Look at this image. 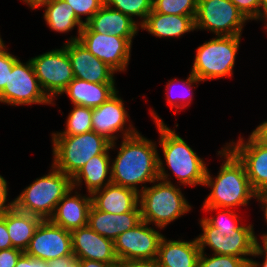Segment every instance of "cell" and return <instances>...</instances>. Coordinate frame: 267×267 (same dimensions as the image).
Returning <instances> with one entry per match:
<instances>
[{"mask_svg":"<svg viewBox=\"0 0 267 267\" xmlns=\"http://www.w3.org/2000/svg\"><path fill=\"white\" fill-rule=\"evenodd\" d=\"M139 132L122 138L116 158L111 159L112 183L133 189L137 193L147 187L146 183L151 185L159 179L157 144Z\"/></svg>","mask_w":267,"mask_h":267,"instance_id":"6da1fadb","label":"cell"},{"mask_svg":"<svg viewBox=\"0 0 267 267\" xmlns=\"http://www.w3.org/2000/svg\"><path fill=\"white\" fill-rule=\"evenodd\" d=\"M149 111L160 135L158 143L162 148L161 150L165 160H162V156L159 154V179L173 183L170 180V173H172V175H175L173 177H175L179 186L195 187L201 185L203 187L208 166L206 165L207 163L197 155L186 140L176 133V128L171 129L168 127L154 109ZM166 168L170 170V173H168Z\"/></svg>","mask_w":267,"mask_h":267,"instance_id":"7a4b0ae2","label":"cell"},{"mask_svg":"<svg viewBox=\"0 0 267 267\" xmlns=\"http://www.w3.org/2000/svg\"><path fill=\"white\" fill-rule=\"evenodd\" d=\"M217 151L223 163L213 178L207 167L204 186L211 188L201 207L233 209L246 207L256 192L251 187L244 164L226 146Z\"/></svg>","mask_w":267,"mask_h":267,"instance_id":"3957f363","label":"cell"},{"mask_svg":"<svg viewBox=\"0 0 267 267\" xmlns=\"http://www.w3.org/2000/svg\"><path fill=\"white\" fill-rule=\"evenodd\" d=\"M52 164L73 178L90 158L103 152L115 151L117 142L90 131L78 135H51Z\"/></svg>","mask_w":267,"mask_h":267,"instance_id":"277c9868","label":"cell"},{"mask_svg":"<svg viewBox=\"0 0 267 267\" xmlns=\"http://www.w3.org/2000/svg\"><path fill=\"white\" fill-rule=\"evenodd\" d=\"M151 184L139 193L142 221L164 230L168 224L191 211L192 206L178 184L160 179Z\"/></svg>","mask_w":267,"mask_h":267,"instance_id":"5b68a950","label":"cell"},{"mask_svg":"<svg viewBox=\"0 0 267 267\" xmlns=\"http://www.w3.org/2000/svg\"><path fill=\"white\" fill-rule=\"evenodd\" d=\"M73 188L72 178L52 163L50 172L36 178L13 199V206L24 213L50 219L59 201Z\"/></svg>","mask_w":267,"mask_h":267,"instance_id":"8992f818","label":"cell"},{"mask_svg":"<svg viewBox=\"0 0 267 267\" xmlns=\"http://www.w3.org/2000/svg\"><path fill=\"white\" fill-rule=\"evenodd\" d=\"M242 35L214 36L196 49L191 73L200 81L232 78Z\"/></svg>","mask_w":267,"mask_h":267,"instance_id":"52a82bcc","label":"cell"},{"mask_svg":"<svg viewBox=\"0 0 267 267\" xmlns=\"http://www.w3.org/2000/svg\"><path fill=\"white\" fill-rule=\"evenodd\" d=\"M202 233L196 238L200 252L206 251L208 246L213 254L230 255L242 259H250L259 243L258 235L255 234L254 225H242L239 229L226 234L217 232L204 218L199 220ZM250 256V257H248Z\"/></svg>","mask_w":267,"mask_h":267,"instance_id":"ba28073f","label":"cell"},{"mask_svg":"<svg viewBox=\"0 0 267 267\" xmlns=\"http://www.w3.org/2000/svg\"><path fill=\"white\" fill-rule=\"evenodd\" d=\"M195 31H210L215 36L242 35L249 21L230 0H198Z\"/></svg>","mask_w":267,"mask_h":267,"instance_id":"9c48e42d","label":"cell"},{"mask_svg":"<svg viewBox=\"0 0 267 267\" xmlns=\"http://www.w3.org/2000/svg\"><path fill=\"white\" fill-rule=\"evenodd\" d=\"M30 61L42 90L54 103L75 78L67 50L61 46L32 57Z\"/></svg>","mask_w":267,"mask_h":267,"instance_id":"30bf717a","label":"cell"},{"mask_svg":"<svg viewBox=\"0 0 267 267\" xmlns=\"http://www.w3.org/2000/svg\"><path fill=\"white\" fill-rule=\"evenodd\" d=\"M0 103L8 106L55 105L42 90L30 59L23 63L18 59L9 72L8 85L0 92Z\"/></svg>","mask_w":267,"mask_h":267,"instance_id":"8fae6325","label":"cell"},{"mask_svg":"<svg viewBox=\"0 0 267 267\" xmlns=\"http://www.w3.org/2000/svg\"><path fill=\"white\" fill-rule=\"evenodd\" d=\"M158 229L162 230L141 221L133 229L120 234L114 240V249L120 264L130 260L156 259L164 236Z\"/></svg>","mask_w":267,"mask_h":267,"instance_id":"7c38bea8","label":"cell"},{"mask_svg":"<svg viewBox=\"0 0 267 267\" xmlns=\"http://www.w3.org/2000/svg\"><path fill=\"white\" fill-rule=\"evenodd\" d=\"M24 253L46 262L59 257L74 256L71 232L50 219L42 220Z\"/></svg>","mask_w":267,"mask_h":267,"instance_id":"4fadbf2b","label":"cell"},{"mask_svg":"<svg viewBox=\"0 0 267 267\" xmlns=\"http://www.w3.org/2000/svg\"><path fill=\"white\" fill-rule=\"evenodd\" d=\"M133 125L119 91L101 106L93 109L92 131L103 135L111 142L136 134L138 130Z\"/></svg>","mask_w":267,"mask_h":267,"instance_id":"5bb4252c","label":"cell"},{"mask_svg":"<svg viewBox=\"0 0 267 267\" xmlns=\"http://www.w3.org/2000/svg\"><path fill=\"white\" fill-rule=\"evenodd\" d=\"M78 41L117 73L127 70L132 44L126 38L107 33L81 32Z\"/></svg>","mask_w":267,"mask_h":267,"instance_id":"9a60e30c","label":"cell"},{"mask_svg":"<svg viewBox=\"0 0 267 267\" xmlns=\"http://www.w3.org/2000/svg\"><path fill=\"white\" fill-rule=\"evenodd\" d=\"M225 145L244 164L253 190L258 193L267 191V145L258 142L251 134L245 140L240 135Z\"/></svg>","mask_w":267,"mask_h":267,"instance_id":"2e32d148","label":"cell"},{"mask_svg":"<svg viewBox=\"0 0 267 267\" xmlns=\"http://www.w3.org/2000/svg\"><path fill=\"white\" fill-rule=\"evenodd\" d=\"M63 46L75 78L92 83H116L114 75L117 72L94 56L80 41L65 42Z\"/></svg>","mask_w":267,"mask_h":267,"instance_id":"e0dca14e","label":"cell"},{"mask_svg":"<svg viewBox=\"0 0 267 267\" xmlns=\"http://www.w3.org/2000/svg\"><path fill=\"white\" fill-rule=\"evenodd\" d=\"M73 255L79 259L120 264L114 241L99 235L88 225L71 231Z\"/></svg>","mask_w":267,"mask_h":267,"instance_id":"ac0fdd59","label":"cell"},{"mask_svg":"<svg viewBox=\"0 0 267 267\" xmlns=\"http://www.w3.org/2000/svg\"><path fill=\"white\" fill-rule=\"evenodd\" d=\"M73 193V194H72ZM92 206L91 195L81 194L71 188L59 201L50 220L67 231H73L87 226L88 215Z\"/></svg>","mask_w":267,"mask_h":267,"instance_id":"d6986e66","label":"cell"},{"mask_svg":"<svg viewBox=\"0 0 267 267\" xmlns=\"http://www.w3.org/2000/svg\"><path fill=\"white\" fill-rule=\"evenodd\" d=\"M139 28L140 26L129 16L104 4L84 25L81 32L112 34L124 37L132 44Z\"/></svg>","mask_w":267,"mask_h":267,"instance_id":"ffe728a7","label":"cell"},{"mask_svg":"<svg viewBox=\"0 0 267 267\" xmlns=\"http://www.w3.org/2000/svg\"><path fill=\"white\" fill-rule=\"evenodd\" d=\"M141 220L139 204L129 212L111 214L91 206L88 215V226L99 235L114 241L123 232L133 229Z\"/></svg>","mask_w":267,"mask_h":267,"instance_id":"44dd1931","label":"cell"},{"mask_svg":"<svg viewBox=\"0 0 267 267\" xmlns=\"http://www.w3.org/2000/svg\"><path fill=\"white\" fill-rule=\"evenodd\" d=\"M200 254L197 238L171 240L164 235L156 260L161 267H198Z\"/></svg>","mask_w":267,"mask_h":267,"instance_id":"7402d4cb","label":"cell"},{"mask_svg":"<svg viewBox=\"0 0 267 267\" xmlns=\"http://www.w3.org/2000/svg\"><path fill=\"white\" fill-rule=\"evenodd\" d=\"M91 201L95 209L111 214H121L132 211L139 204V193L111 183L92 193Z\"/></svg>","mask_w":267,"mask_h":267,"instance_id":"603a6c76","label":"cell"},{"mask_svg":"<svg viewBox=\"0 0 267 267\" xmlns=\"http://www.w3.org/2000/svg\"><path fill=\"white\" fill-rule=\"evenodd\" d=\"M195 16L167 15L152 10L140 29L159 38H180L195 30Z\"/></svg>","mask_w":267,"mask_h":267,"instance_id":"cb8c5ba5","label":"cell"},{"mask_svg":"<svg viewBox=\"0 0 267 267\" xmlns=\"http://www.w3.org/2000/svg\"><path fill=\"white\" fill-rule=\"evenodd\" d=\"M115 83H92L74 78L61 93L66 94L72 105L97 108L117 92Z\"/></svg>","mask_w":267,"mask_h":267,"instance_id":"d4e9b609","label":"cell"},{"mask_svg":"<svg viewBox=\"0 0 267 267\" xmlns=\"http://www.w3.org/2000/svg\"><path fill=\"white\" fill-rule=\"evenodd\" d=\"M111 155L109 152H103L90 158L88 162L72 178V186L75 189L82 190L83 183L88 194H92L104 186L111 184ZM81 188V189H80Z\"/></svg>","mask_w":267,"mask_h":267,"instance_id":"484cf974","label":"cell"},{"mask_svg":"<svg viewBox=\"0 0 267 267\" xmlns=\"http://www.w3.org/2000/svg\"><path fill=\"white\" fill-rule=\"evenodd\" d=\"M37 8H44L43 18L47 27L58 33H69L77 27V35L70 36L67 42L78 41L84 23L75 15L72 7L65 0H47Z\"/></svg>","mask_w":267,"mask_h":267,"instance_id":"4316f807","label":"cell"},{"mask_svg":"<svg viewBox=\"0 0 267 267\" xmlns=\"http://www.w3.org/2000/svg\"><path fill=\"white\" fill-rule=\"evenodd\" d=\"M41 221L40 217L21 212L14 206L5 210V222L12 247L25 252Z\"/></svg>","mask_w":267,"mask_h":267,"instance_id":"83f0119b","label":"cell"},{"mask_svg":"<svg viewBox=\"0 0 267 267\" xmlns=\"http://www.w3.org/2000/svg\"><path fill=\"white\" fill-rule=\"evenodd\" d=\"M200 82L202 81L196 78L191 72L189 73L186 80L178 79V78L168 80L166 87H165L166 88L165 96L167 100L166 102L169 104L171 110L174 109L175 114L178 113L179 110H182L186 108L187 106L189 107L191 105L193 97H194L193 96L194 93L192 90L195 87H198ZM176 88H180L182 90L179 89L180 90V91L178 90L179 92L176 90L177 92L176 93L174 92Z\"/></svg>","mask_w":267,"mask_h":267,"instance_id":"f1b7e54d","label":"cell"},{"mask_svg":"<svg viewBox=\"0 0 267 267\" xmlns=\"http://www.w3.org/2000/svg\"><path fill=\"white\" fill-rule=\"evenodd\" d=\"M72 107L65 121V129L53 132L51 135H78L92 131L93 109L79 105Z\"/></svg>","mask_w":267,"mask_h":267,"instance_id":"f546056e","label":"cell"},{"mask_svg":"<svg viewBox=\"0 0 267 267\" xmlns=\"http://www.w3.org/2000/svg\"><path fill=\"white\" fill-rule=\"evenodd\" d=\"M104 4L129 16L139 26L145 22L147 15L153 10V0H104Z\"/></svg>","mask_w":267,"mask_h":267,"instance_id":"4dcf8cb0","label":"cell"},{"mask_svg":"<svg viewBox=\"0 0 267 267\" xmlns=\"http://www.w3.org/2000/svg\"><path fill=\"white\" fill-rule=\"evenodd\" d=\"M202 210L206 211H218V214L213 217H204V219L217 229V232L226 234L232 233V230L239 229L243 224L240 222L239 213L236 209L215 208V207H202Z\"/></svg>","mask_w":267,"mask_h":267,"instance_id":"1f68e13d","label":"cell"},{"mask_svg":"<svg viewBox=\"0 0 267 267\" xmlns=\"http://www.w3.org/2000/svg\"><path fill=\"white\" fill-rule=\"evenodd\" d=\"M198 0H153V10L167 15L196 16Z\"/></svg>","mask_w":267,"mask_h":267,"instance_id":"d6a6232c","label":"cell"},{"mask_svg":"<svg viewBox=\"0 0 267 267\" xmlns=\"http://www.w3.org/2000/svg\"><path fill=\"white\" fill-rule=\"evenodd\" d=\"M249 260L221 254L210 256L206 252H201L198 267H248Z\"/></svg>","mask_w":267,"mask_h":267,"instance_id":"836d02e7","label":"cell"},{"mask_svg":"<svg viewBox=\"0 0 267 267\" xmlns=\"http://www.w3.org/2000/svg\"><path fill=\"white\" fill-rule=\"evenodd\" d=\"M72 7L76 17L84 25L93 17V15L104 5V0H65ZM85 16L86 18L83 17Z\"/></svg>","mask_w":267,"mask_h":267,"instance_id":"e575fe53","label":"cell"},{"mask_svg":"<svg viewBox=\"0 0 267 267\" xmlns=\"http://www.w3.org/2000/svg\"><path fill=\"white\" fill-rule=\"evenodd\" d=\"M17 57L9 52L5 42L0 46V92L8 85L9 72Z\"/></svg>","mask_w":267,"mask_h":267,"instance_id":"d590c367","label":"cell"},{"mask_svg":"<svg viewBox=\"0 0 267 267\" xmlns=\"http://www.w3.org/2000/svg\"><path fill=\"white\" fill-rule=\"evenodd\" d=\"M248 21H260V0H230Z\"/></svg>","mask_w":267,"mask_h":267,"instance_id":"8d00e7d4","label":"cell"},{"mask_svg":"<svg viewBox=\"0 0 267 267\" xmlns=\"http://www.w3.org/2000/svg\"><path fill=\"white\" fill-rule=\"evenodd\" d=\"M24 252L17 248L0 250V267H15Z\"/></svg>","mask_w":267,"mask_h":267,"instance_id":"74e56055","label":"cell"},{"mask_svg":"<svg viewBox=\"0 0 267 267\" xmlns=\"http://www.w3.org/2000/svg\"><path fill=\"white\" fill-rule=\"evenodd\" d=\"M253 257H263L262 259L264 260L260 263V261L254 260ZM248 267H267V244L264 241H259L257 244L252 258L248 261Z\"/></svg>","mask_w":267,"mask_h":267,"instance_id":"f35d334b","label":"cell"},{"mask_svg":"<svg viewBox=\"0 0 267 267\" xmlns=\"http://www.w3.org/2000/svg\"><path fill=\"white\" fill-rule=\"evenodd\" d=\"M47 267H82V263L75 256H64L48 261Z\"/></svg>","mask_w":267,"mask_h":267,"instance_id":"ab89813d","label":"cell"},{"mask_svg":"<svg viewBox=\"0 0 267 267\" xmlns=\"http://www.w3.org/2000/svg\"><path fill=\"white\" fill-rule=\"evenodd\" d=\"M7 180L0 175V214L7 209L13 207V200L9 201L8 197V184ZM9 201V202H8ZM8 202V203H7Z\"/></svg>","mask_w":267,"mask_h":267,"instance_id":"60d3db41","label":"cell"},{"mask_svg":"<svg viewBox=\"0 0 267 267\" xmlns=\"http://www.w3.org/2000/svg\"><path fill=\"white\" fill-rule=\"evenodd\" d=\"M8 248H13V247L6 227L5 210H4L0 214V250Z\"/></svg>","mask_w":267,"mask_h":267,"instance_id":"b9f144b4","label":"cell"},{"mask_svg":"<svg viewBox=\"0 0 267 267\" xmlns=\"http://www.w3.org/2000/svg\"><path fill=\"white\" fill-rule=\"evenodd\" d=\"M15 267H47V262L32 258L23 253L17 260Z\"/></svg>","mask_w":267,"mask_h":267,"instance_id":"7bdbcfd3","label":"cell"},{"mask_svg":"<svg viewBox=\"0 0 267 267\" xmlns=\"http://www.w3.org/2000/svg\"><path fill=\"white\" fill-rule=\"evenodd\" d=\"M256 201L260 203V207L265 218V223L267 224V191L258 192L255 195ZM259 240L263 241L267 237V232H263L261 236H258Z\"/></svg>","mask_w":267,"mask_h":267,"instance_id":"ee69618b","label":"cell"},{"mask_svg":"<svg viewBox=\"0 0 267 267\" xmlns=\"http://www.w3.org/2000/svg\"><path fill=\"white\" fill-rule=\"evenodd\" d=\"M250 134L261 144L267 145V120L259 124Z\"/></svg>","mask_w":267,"mask_h":267,"instance_id":"f6af8a7d","label":"cell"},{"mask_svg":"<svg viewBox=\"0 0 267 267\" xmlns=\"http://www.w3.org/2000/svg\"><path fill=\"white\" fill-rule=\"evenodd\" d=\"M123 267H161L156 259L130 260L121 263Z\"/></svg>","mask_w":267,"mask_h":267,"instance_id":"bcb514c9","label":"cell"},{"mask_svg":"<svg viewBox=\"0 0 267 267\" xmlns=\"http://www.w3.org/2000/svg\"><path fill=\"white\" fill-rule=\"evenodd\" d=\"M82 267H117L119 264H108L95 260L81 259Z\"/></svg>","mask_w":267,"mask_h":267,"instance_id":"7dc6e473","label":"cell"},{"mask_svg":"<svg viewBox=\"0 0 267 267\" xmlns=\"http://www.w3.org/2000/svg\"><path fill=\"white\" fill-rule=\"evenodd\" d=\"M260 21H264V28L267 26V0H260Z\"/></svg>","mask_w":267,"mask_h":267,"instance_id":"c3c4849f","label":"cell"},{"mask_svg":"<svg viewBox=\"0 0 267 267\" xmlns=\"http://www.w3.org/2000/svg\"><path fill=\"white\" fill-rule=\"evenodd\" d=\"M23 3L27 4V6H29V8H31L32 10H36L37 7L42 3L45 2L47 0H22Z\"/></svg>","mask_w":267,"mask_h":267,"instance_id":"681fc988","label":"cell"},{"mask_svg":"<svg viewBox=\"0 0 267 267\" xmlns=\"http://www.w3.org/2000/svg\"><path fill=\"white\" fill-rule=\"evenodd\" d=\"M263 241L267 244V237Z\"/></svg>","mask_w":267,"mask_h":267,"instance_id":"f907efd6","label":"cell"}]
</instances>
